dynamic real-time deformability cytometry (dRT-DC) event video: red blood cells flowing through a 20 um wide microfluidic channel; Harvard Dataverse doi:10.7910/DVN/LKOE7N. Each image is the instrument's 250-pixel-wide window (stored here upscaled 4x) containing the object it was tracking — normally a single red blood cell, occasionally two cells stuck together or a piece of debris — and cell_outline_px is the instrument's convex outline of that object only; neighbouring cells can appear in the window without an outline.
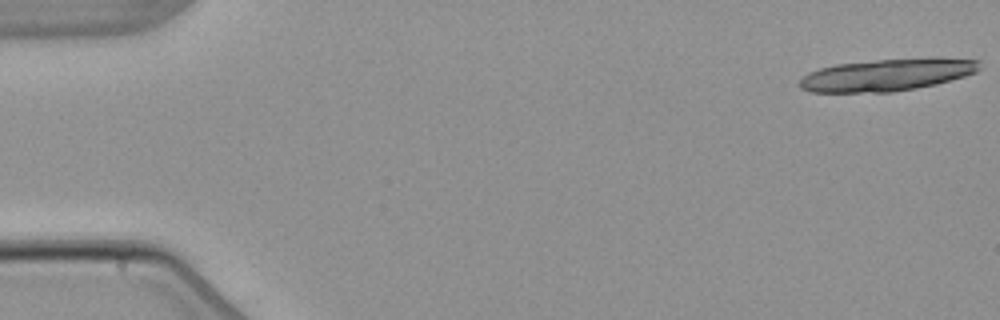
{"species": "common noctule bat (a hibernating species)", "species_latin": "Nyctalus noctula", "temperature_condition": "warm", "stored_images_in_passage": 4, "camera_frame_rate_fps": 3000, "um_per_image_px": 0.085, "animal": {"sex": "male", "body_mass_g": 21.5, "forearm_length_mm": 52.0}, "frame": {"image": 1, "passage_image": 1, "time_ms": 0.0, "image_size_px": [1000, 320], "cell_outline_px": [[980, 68], [976, 72], [964, 76], [936, 84], [916, 88], [892, 92], [812, 92], [800, 88], [800, 80], [808, 72], [820, 68], [836, 64], [876, 60], [932, 56], [936, 56], [980, 60]], "centroid_in_image_um": [75.45, 6.34], "position_along_channel_um": 9.5, "area_um2": 34.1}}